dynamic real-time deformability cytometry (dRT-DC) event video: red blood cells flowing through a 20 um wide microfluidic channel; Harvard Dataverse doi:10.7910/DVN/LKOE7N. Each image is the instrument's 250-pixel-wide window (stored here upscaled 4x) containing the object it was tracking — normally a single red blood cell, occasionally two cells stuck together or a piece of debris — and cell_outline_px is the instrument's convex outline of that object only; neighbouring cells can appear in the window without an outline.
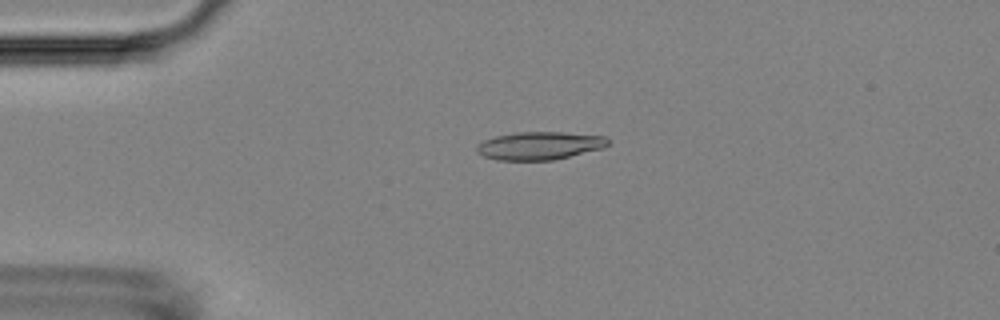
{"species": "Egyptian fruit bat (a non-hibernating species)", "species_latin": "Rousettus aegyptiacus", "temperature_condition": "room temperature", "stored_images_in_passage": 44, "camera_frame_rate_fps": 3000, "um_per_image_px": 0.085, "animal": {"sex": "female"}, "frame": {"image": 1, "passage_image": 2, "time_ms": 0.333, "image_size_px": [1000, 320], "cell_outline_px": [[608, 144], [604, 148], [552, 160], [496, 160], [484, 156], [476, 152], [476, 144], [484, 140], [496, 136], [516, 132], [564, 132], [608, 136]], "centroid_in_image_um": [45.86, 12.38], "position_along_channel_um": 39.1, "area_um2": 21.5}}
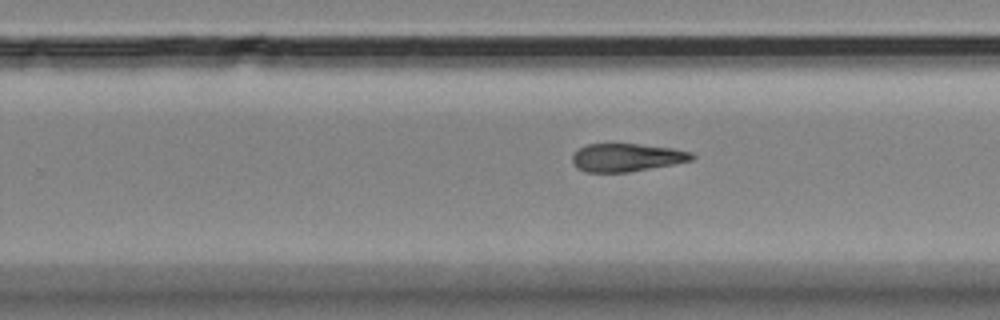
{"frame": {"image": 2, "passage_image": 24, "time_ms": 7.667, "image_size_px": [1000, 320], "cell_outline_px": [[696, 156], [692, 160], [672, 164], [628, 172], [584, 172], [576, 168], [572, 164], [572, 156], [584, 144], [640, 144], [672, 148], [692, 152]], "centroid_in_image_um": [53.24, 13.38], "position_along_channel_um": 276.6, "area_um2": 19.54}}
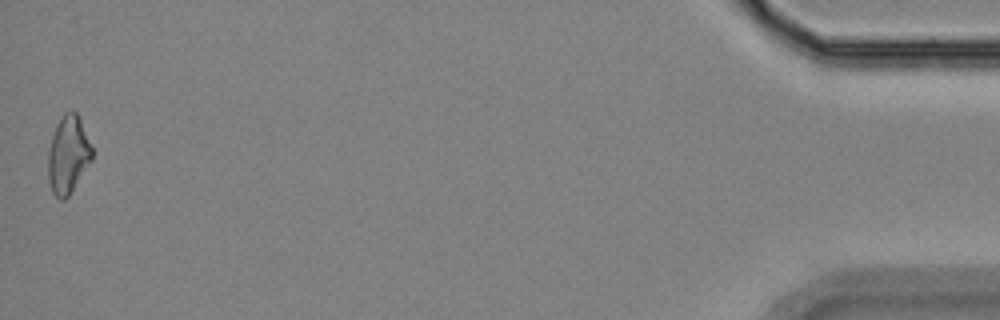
{"frame": {"image": 3, "passage_image": 44, "time_ms": 14.333, "image_size_px": [1000, 320], "cell_outline_px": [[92, 160], [68, 196], [64, 200], [60, 200], [52, 192], [48, 180], [48, 148], [56, 124], [64, 112], [72, 108], [76, 112], [80, 120], [92, 148]], "centroid_in_image_um": [5.77, 13.13], "position_along_channel_um": 429.4, "area_um2": 19.88}, "authors_computed_cell_mechanics": {"area_um2": 20.4612, "velocity_mm_per_s": 3.6369, "shape_relaxation_time_tau1_ms": 5.8861, "shape_relaxation_time_tau2_ms": null, "deformation_change_tau1": 0.152, "deformation_change_tau2": null}}